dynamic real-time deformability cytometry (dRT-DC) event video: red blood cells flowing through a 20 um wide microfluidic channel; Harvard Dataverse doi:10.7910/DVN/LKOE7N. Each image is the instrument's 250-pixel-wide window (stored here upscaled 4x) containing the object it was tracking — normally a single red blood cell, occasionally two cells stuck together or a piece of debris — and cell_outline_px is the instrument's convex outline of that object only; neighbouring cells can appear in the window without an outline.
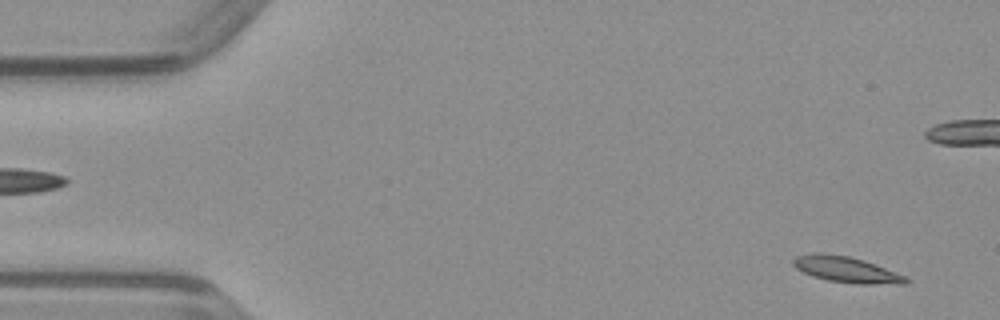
{"species": "common noctule bat (a hibernating species)", "species_latin": "Nyctalus noctula", "temperature_condition": "warm", "stored_images_in_passage": 50, "camera_frame_rate_fps": 3000, "um_per_image_px": 0.085, "animal": {"sex": "male", "body_mass_g": 23.1, "forearm_length_mm": 52.7}, "frame": {"image": 1, "passage_image": 2, "time_ms": 0.333, "image_size_px": [1000, 320], "cell_outline_px": [[912, 280], [904, 284], [856, 284], [828, 280], [812, 276], [796, 268], [792, 264], [792, 260], [796, 256], [812, 252], [820, 252], [848, 256], [864, 260], [904, 276]], "centroid_in_image_um": [71.9, 22.91], "position_along_channel_um": 13.1, "area_um2": 16.99}}
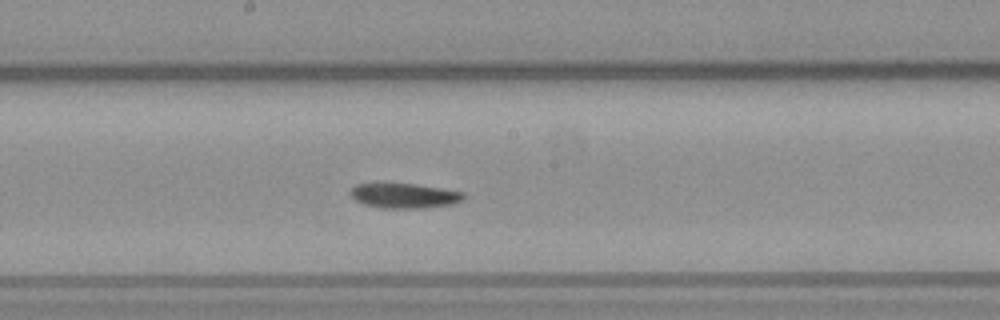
{"frame": {"image": 2, "passage_image": 25, "time_ms": 8.0, "image_size_px": [1000, 320], "cell_outline_px": [[464, 200], [452, 204], [424, 208], [384, 208], [364, 204], [356, 200], [352, 196], [352, 188], [356, 184], [380, 180], [416, 184], [444, 188], [464, 192]], "centroid_in_image_um": [34.35, 16.58], "position_along_channel_um": 213.9, "area_um2": 17.11}}
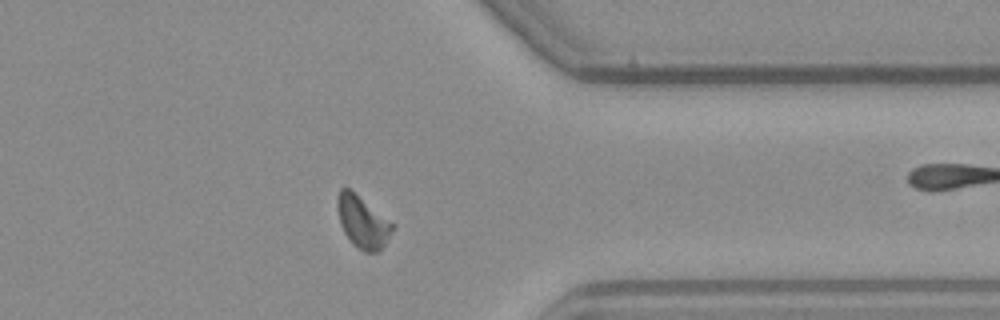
{"frame": {"image": 3, "passage_image": 38, "time_ms": 12.333, "image_size_px": [1000, 320], "cell_outline_px": [[396, 224], [392, 232], [380, 252], [364, 252], [356, 248], [352, 244], [344, 232], [340, 224], [336, 204], [336, 200], [340, 188], [348, 188]], "centroid_in_image_um": [30.83, 18.89], "position_along_channel_um": 380.6, "area_um2": 16.88}}